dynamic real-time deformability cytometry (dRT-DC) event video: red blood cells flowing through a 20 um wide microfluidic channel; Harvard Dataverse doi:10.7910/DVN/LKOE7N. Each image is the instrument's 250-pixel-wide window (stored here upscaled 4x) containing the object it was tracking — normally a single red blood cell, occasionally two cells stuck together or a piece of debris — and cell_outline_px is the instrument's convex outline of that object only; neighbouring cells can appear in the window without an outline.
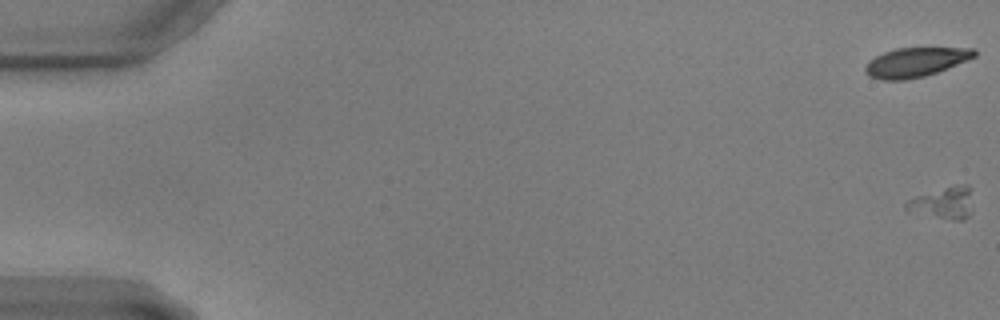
{"species": "common noctule bat (a hibernating species)", "species_latin": "Nyctalus noctula", "temperature_condition": "warm", "stored_images_in_passage": 13, "camera_frame_rate_fps": 3000, "um_per_image_px": 0.085, "animal": {"sex": "male", "body_mass_g": 17.9, "forearm_length_mm": 54.2}, "frame": {"image": 1, "passage_image": 1, "time_ms": 0.0, "image_size_px": [1000, 320], "cell_outline_px": [[972, 212], [964, 220], [956, 220], [904, 208], [904, 204], [908, 200], [916, 196], [944, 188], [964, 184], [968, 184], [972, 188]], "centroid_in_image_um": [80.3, 17.22], "position_along_channel_um": 4.7, "area_um2": 11.91}}